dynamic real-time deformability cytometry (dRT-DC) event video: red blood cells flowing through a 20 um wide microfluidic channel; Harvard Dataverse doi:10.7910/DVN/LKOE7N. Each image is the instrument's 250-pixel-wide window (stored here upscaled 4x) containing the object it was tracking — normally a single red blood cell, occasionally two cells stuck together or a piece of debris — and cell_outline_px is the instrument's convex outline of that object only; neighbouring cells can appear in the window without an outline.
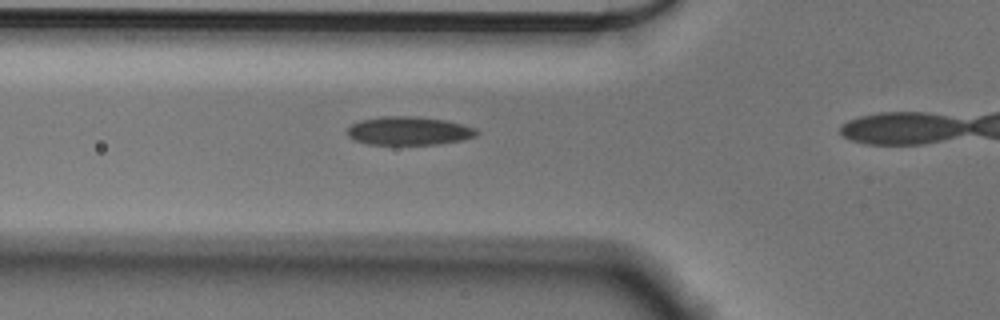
{"species": "Egyptian fruit bat (a non-hibernating species)", "species_latin": "Rousettus aegyptiacus", "temperature_condition": "cold", "stored_images_in_passage": 17, "camera_frame_rate_fps": 3000, "um_per_image_px": 0.085, "animal": {"sex": "male"}, "frame": {"image": 1, "passage_image": 12, "time_ms": 3.667, "image_size_px": [1000, 320], "cell_outline_px": [[480, 132], [476, 136], [464, 140], [436, 144], [368, 144], [352, 140], [348, 136], [348, 128], [352, 124], [360, 120], [380, 116], [416, 116], [448, 120], [476, 128]], "centroid_in_image_um": [34.77, 11.11], "position_along_channel_um": 91.0, "area_um2": 21.68}}
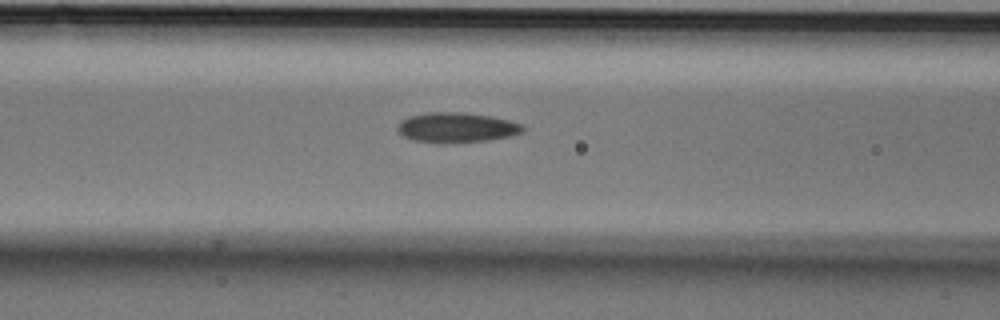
{"frame": {"image": 2, "passage_image": 15, "time_ms": 4.667, "image_size_px": [1000, 320], "cell_outline_px": [[524, 132], [512, 136], [488, 140], [416, 140], [404, 136], [396, 128], [400, 120], [408, 116], [428, 112], [460, 112], [492, 116], [524, 124]], "centroid_in_image_um": [38.87, 10.78], "position_along_channel_um": 127.7, "area_um2": 21.1}}